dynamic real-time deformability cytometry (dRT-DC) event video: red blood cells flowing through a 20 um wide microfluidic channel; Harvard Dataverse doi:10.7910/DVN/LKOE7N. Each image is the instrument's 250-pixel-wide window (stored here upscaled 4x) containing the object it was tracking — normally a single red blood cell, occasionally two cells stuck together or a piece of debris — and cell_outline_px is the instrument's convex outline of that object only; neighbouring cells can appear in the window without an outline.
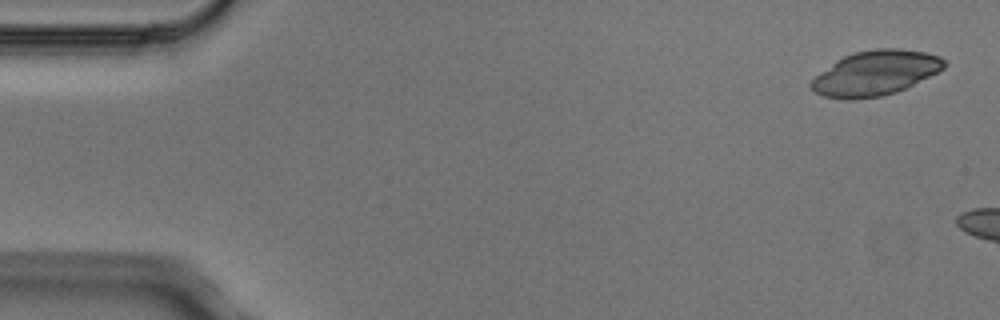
{"species": "Egyptian fruit bat (a non-hibernating species)", "species_latin": "Rousettus aegyptiacus", "temperature_condition": "cold", "stored_images_in_passage": 3, "camera_frame_rate_fps": 3000, "um_per_image_px": 0.085, "animal": {"sex": "male"}, "frame": {"image": 1, "passage_image": 1, "time_ms": 0.0, "image_size_px": [1000, 320], "cell_outline_px": [[948, 64], [944, 68], [896, 92], [880, 96], [852, 100], [848, 100], [824, 96], [808, 88], [808, 84], [816, 76], [836, 60], [844, 56], [856, 52], [876, 48], [900, 48], [924, 52], [940, 56]], "centroid_in_image_um": [74.38, 6.21], "position_along_channel_um": 10.6, "area_um2": 34.45}}